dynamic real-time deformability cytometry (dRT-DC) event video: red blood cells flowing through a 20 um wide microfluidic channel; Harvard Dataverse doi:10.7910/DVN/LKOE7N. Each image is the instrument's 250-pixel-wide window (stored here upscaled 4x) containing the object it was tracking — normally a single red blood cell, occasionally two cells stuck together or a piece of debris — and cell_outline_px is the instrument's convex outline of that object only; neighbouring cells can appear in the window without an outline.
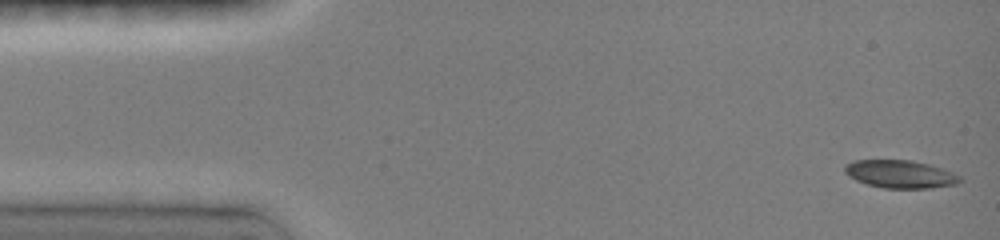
{"species": "common noctule bat (a hibernating species)", "species_latin": "Nyctalus noctula", "temperature_condition": "room temperature", "stored_images_in_passage": 6, "camera_frame_rate_fps": 3000, "um_per_image_px": 0.085, "animal": {"sex": "female", "body_mass_g": 19.0, "forearm_length_mm": 51.5}, "frame": {"image": 1, "passage_image": 1, "time_ms": 0.0, "image_size_px": [1000, 240], "cell_outline_px": [[964, 180], [956, 184], [932, 188], [884, 188], [868, 184], [856, 180], [848, 176], [844, 172], [844, 164], [852, 160], [908, 160], [928, 164], [952, 172], [960, 176]], "centroid_in_image_um": [76.5, 14.8], "position_along_channel_um": 8.5, "area_um2": 18.73}}
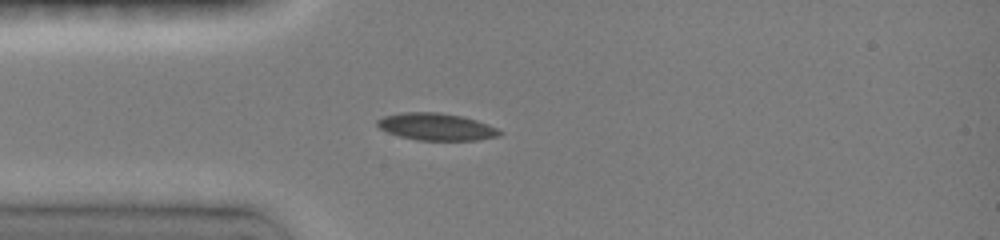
{"frame": {"image": 2, "passage_image": 6, "time_ms": 3.667, "image_size_px": [1000, 240], "cell_outline_px": [[504, 132], [500, 136], [476, 140], [416, 140], [400, 136], [388, 132], [380, 128], [376, 124], [376, 120], [384, 116], [400, 112], [436, 112], [460, 116], [476, 120], [496, 128]], "centroid_in_image_um": [37.07, 10.77], "position_along_channel_um": 47.9, "area_um2": 19.25}}